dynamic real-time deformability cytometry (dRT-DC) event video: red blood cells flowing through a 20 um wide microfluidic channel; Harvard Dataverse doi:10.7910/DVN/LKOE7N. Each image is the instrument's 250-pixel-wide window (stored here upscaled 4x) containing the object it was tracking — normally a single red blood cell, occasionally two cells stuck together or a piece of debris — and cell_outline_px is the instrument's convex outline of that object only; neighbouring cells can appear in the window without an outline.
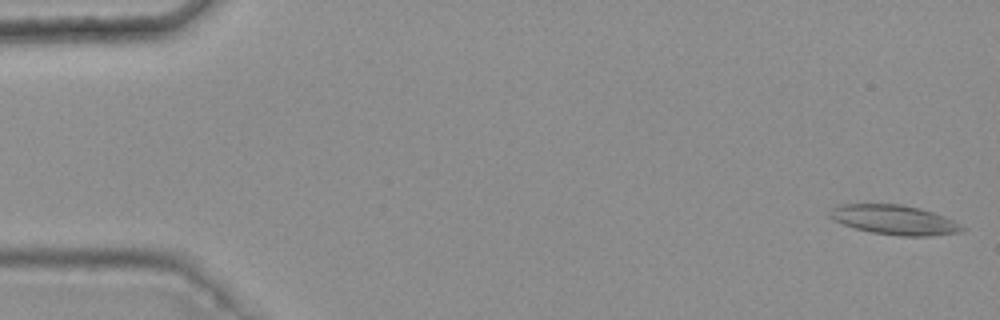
{"species": "common noctule bat (a hibernating species)", "species_latin": "Nyctalus noctula", "temperature_condition": "warm", "stored_images_in_passage": 5, "camera_frame_rate_fps": 3000, "um_per_image_px": 0.085, "animal": {"sex": "female", "body_mass_g": 25.1}, "frame": {"image": 1, "passage_image": 1, "time_ms": 0.0, "image_size_px": [1000, 320], "cell_outline_px": [[968, 228], [960, 232], [932, 236], [900, 236], [872, 232], [856, 228], [844, 224], [828, 216], [828, 212], [832, 208], [840, 204], [900, 204], [920, 208], [944, 216]], "centroid_in_image_um": [76.05, 18.68], "position_along_channel_um": 9.0, "area_um2": 22.72}}
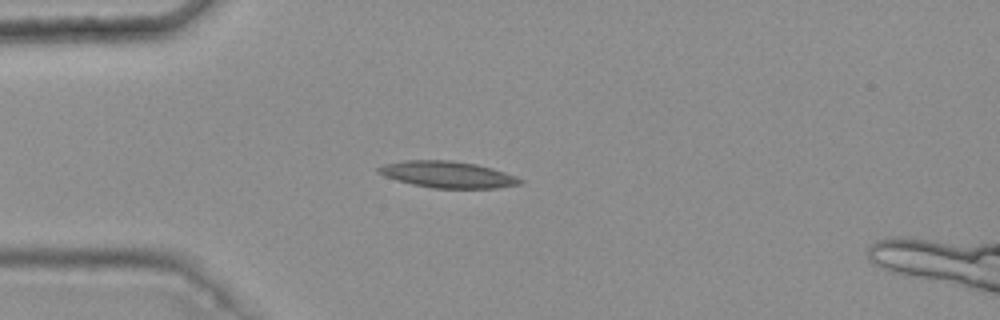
{"frame": {"image": 2, "passage_image": 4, "time_ms": 1.0, "image_size_px": [1000, 320], "cell_outline_px": [[524, 184], [496, 188], [432, 188], [412, 184], [396, 180], [384, 176], [376, 172], [376, 168], [384, 164], [404, 160], [452, 160], [476, 164], [492, 168], [516, 176], [524, 180]], "centroid_in_image_um": [38.05, 14.83], "position_along_channel_um": 47.0, "area_um2": 22.08}}